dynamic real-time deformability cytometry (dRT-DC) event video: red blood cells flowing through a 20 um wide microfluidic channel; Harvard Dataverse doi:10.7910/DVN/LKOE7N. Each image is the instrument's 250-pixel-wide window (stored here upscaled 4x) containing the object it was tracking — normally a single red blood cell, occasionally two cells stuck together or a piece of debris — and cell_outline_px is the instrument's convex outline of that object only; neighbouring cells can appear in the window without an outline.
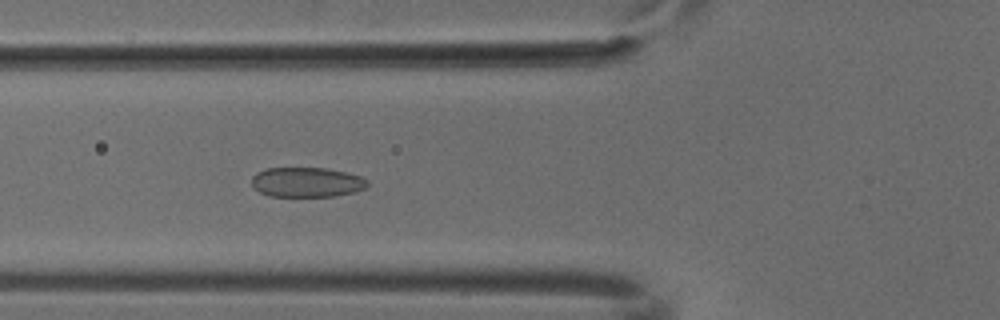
{"species": "common noctule bat (a hibernating species)", "species_latin": "Nyctalus noctula", "temperature_condition": "cold", "stored_images_in_passage": 6, "camera_frame_rate_fps": 3000, "um_per_image_px": 0.085, "animal": {"sex": "male", "body_mass_g": 18.8}, "frame": {"image": 1, "passage_image": 6, "time_ms": 1.667, "image_size_px": [1000, 320], "cell_outline_px": [[368, 184], [364, 188], [352, 192], [336, 196], [272, 196], [260, 192], [252, 184], [252, 176], [256, 172], [264, 168], [324, 168], [348, 172], [360, 176], [368, 180]], "centroid_in_image_um": [26.07, 15.47], "position_along_channel_um": 99.7, "area_um2": 20.06}}